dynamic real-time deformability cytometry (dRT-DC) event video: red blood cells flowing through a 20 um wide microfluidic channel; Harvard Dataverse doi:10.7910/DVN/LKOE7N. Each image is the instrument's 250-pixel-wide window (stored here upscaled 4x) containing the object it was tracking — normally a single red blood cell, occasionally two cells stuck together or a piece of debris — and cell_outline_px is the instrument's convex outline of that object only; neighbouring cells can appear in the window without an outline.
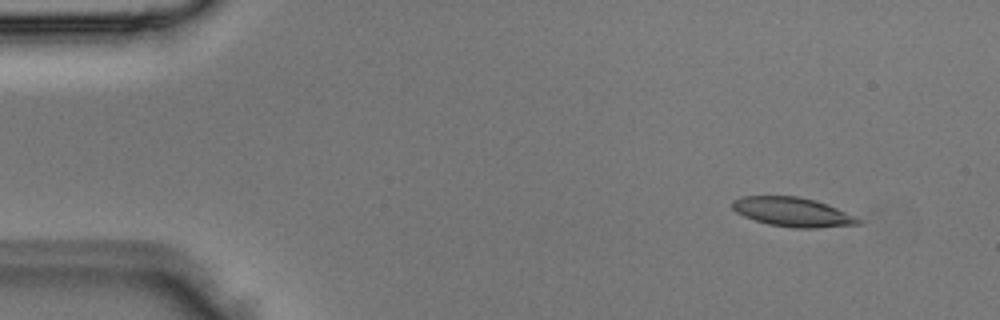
{"species": "Egyptian fruit bat (a non-hibernating species)", "species_latin": "Rousettus aegyptiacus", "temperature_condition": "room temperature", "stored_images_in_passage": 3, "camera_frame_rate_fps": 3000, "um_per_image_px": 0.085, "animal": {"sex": "male"}, "frame": {"image": 1, "passage_image": 1, "time_ms": 0.0, "image_size_px": [1000, 320], "cell_outline_px": [[864, 220], [860, 224], [816, 228], [796, 228], [768, 224], [744, 216], [736, 212], [732, 208], [732, 200], [744, 196], [800, 196], [816, 200], [856, 216]], "centroid_in_image_um": [67.39, 18.02], "position_along_channel_um": 17.6, "area_um2": 21.44}}
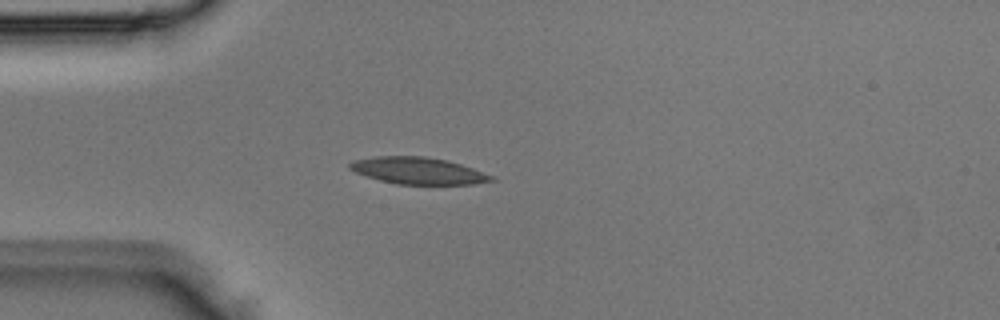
{"frame": {"image": 2, "passage_image": 3, "time_ms": 0.667, "image_size_px": [1000, 320], "cell_outline_px": [[496, 180], [472, 184], [396, 184], [380, 180], [356, 172], [348, 168], [348, 164], [352, 160], [372, 156], [424, 156], [448, 160], [496, 176]], "centroid_in_image_um": [35.54, 14.5], "position_along_channel_um": 49.5, "area_um2": 22.2}}